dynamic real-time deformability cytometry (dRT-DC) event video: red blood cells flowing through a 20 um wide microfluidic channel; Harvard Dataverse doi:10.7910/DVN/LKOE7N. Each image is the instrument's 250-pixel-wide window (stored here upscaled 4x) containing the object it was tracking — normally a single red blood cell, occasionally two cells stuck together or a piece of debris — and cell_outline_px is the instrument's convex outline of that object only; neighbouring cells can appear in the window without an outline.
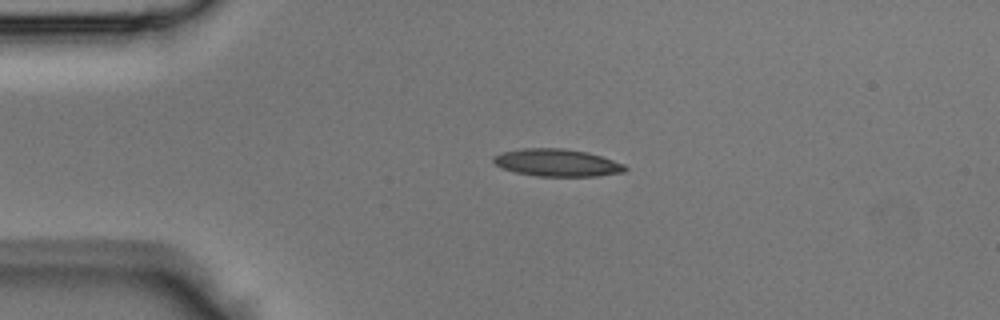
{"species": "Egyptian fruit bat (a non-hibernating species)", "species_latin": "Rousettus aegyptiacus", "temperature_condition": "room temperature", "stored_images_in_passage": 34, "camera_frame_rate_fps": 3000, "um_per_image_px": 0.085, "animal": {"sex": "male"}, "frame": {"image": 1, "passage_image": 5, "time_ms": 1.333, "image_size_px": [1000, 320], "cell_outline_px": [[628, 168], [624, 172], [596, 176], [536, 176], [516, 172], [504, 168], [496, 164], [492, 160], [492, 156], [504, 152], [524, 148], [564, 148], [588, 152], [624, 164]], "centroid_in_image_um": [47.36, 13.83], "position_along_channel_um": 37.6, "area_um2": 20.87}}
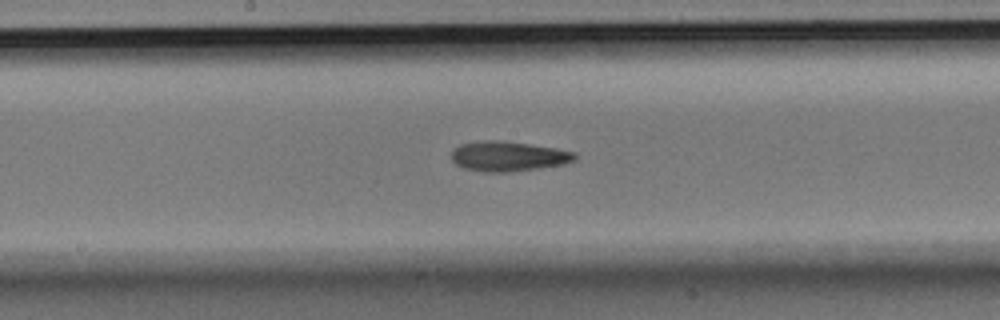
{"frame": {"image": 2, "passage_image": 18, "time_ms": 5.667, "image_size_px": [1000, 320], "cell_outline_px": [[576, 160], [564, 164], [508, 172], [484, 172], [464, 168], [456, 164], [452, 160], [452, 148], [460, 144], [484, 140], [504, 140], [556, 148], [576, 152]], "centroid_in_image_um": [43.19, 13.27], "position_along_channel_um": 205.0, "area_um2": 21.62}}
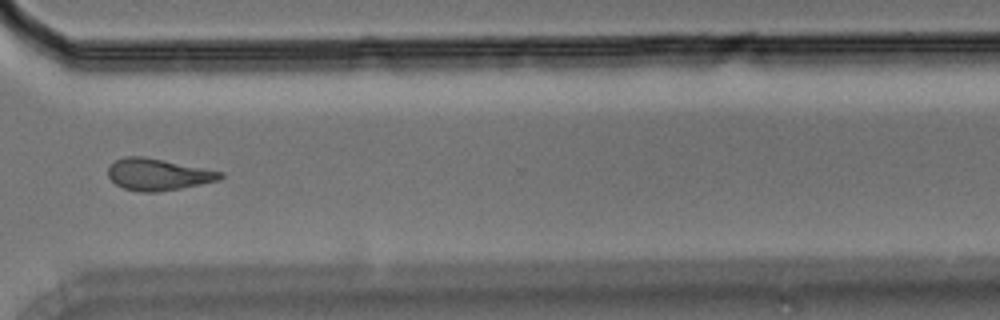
{"frame": {"image": 3, "passage_image": 28, "time_ms": 9.0, "image_size_px": [1000, 320], "cell_outline_px": [[224, 176], [220, 180], [180, 188], [156, 192], [140, 192], [124, 188], [116, 184], [108, 176], [108, 168], [116, 160], [124, 156], [144, 156], [224, 172]], "centroid_in_image_um": [13.44, 14.82], "position_along_channel_um": 357.2, "area_um2": 20.63}}